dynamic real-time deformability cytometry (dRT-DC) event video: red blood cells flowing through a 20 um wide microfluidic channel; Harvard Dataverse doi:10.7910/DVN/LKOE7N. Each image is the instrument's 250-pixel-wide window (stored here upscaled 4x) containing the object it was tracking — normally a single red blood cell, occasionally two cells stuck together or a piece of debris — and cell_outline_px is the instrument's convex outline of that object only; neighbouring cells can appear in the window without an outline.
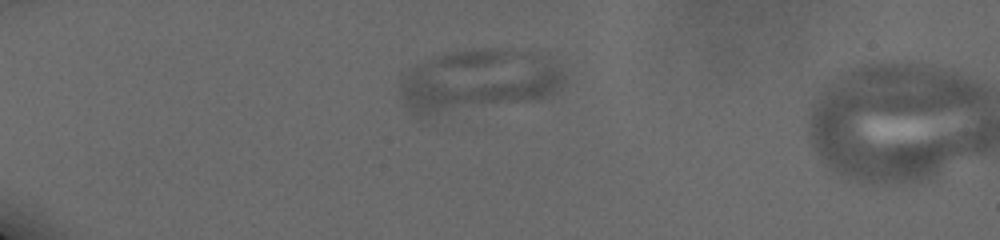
{"species": "human", "species_latin": "Homo sapiens", "temperature_condition": "cold", "stored_images_in_passage": 3, "camera_frame_rate_fps": 3000, "um_per_image_px": 0.085, "donor": {"sex": "male"}, "frame": {"image": 1, "passage_image": 1, "time_ms": 0.0, "image_size_px": [1000, 240], "cell_outline_px": [[564, 80], [560, 88], [552, 96], [536, 100], [416, 116], [404, 104], [400, 84], [408, 72], [416, 64], [452, 52], [488, 48], [528, 52], [544, 56], [564, 72]], "centroid_in_image_um": [40.71, 6.86], "position_along_channel_um": 44.3, "area_um2": 58.49}}